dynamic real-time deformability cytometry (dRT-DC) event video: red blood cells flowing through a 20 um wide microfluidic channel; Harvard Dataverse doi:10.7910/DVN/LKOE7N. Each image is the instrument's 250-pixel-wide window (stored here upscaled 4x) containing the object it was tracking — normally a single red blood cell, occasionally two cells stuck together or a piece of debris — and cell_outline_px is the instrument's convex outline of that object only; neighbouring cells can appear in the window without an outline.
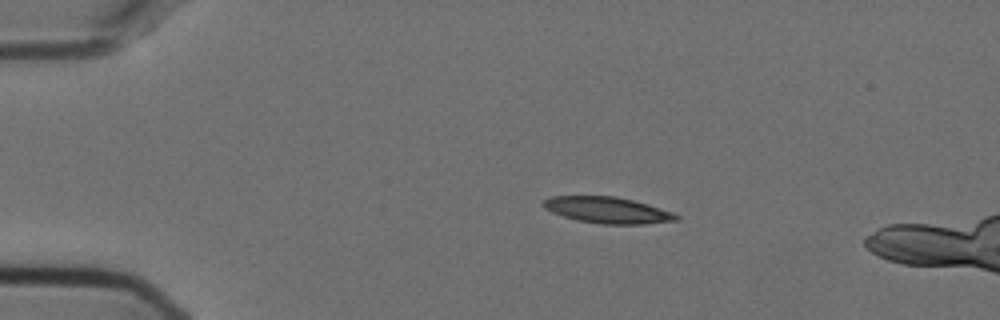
{"species": "Egyptian fruit bat (a non-hibernating species)", "species_latin": "Rousettus aegyptiacus", "temperature_condition": "cold", "stored_images_in_passage": 8, "camera_frame_rate_fps": 3000, "um_per_image_px": 0.085, "animal": {"sex": "female"}, "frame": {"image": 1, "passage_image": 2, "time_ms": 0.333, "image_size_px": [1000, 320], "cell_outline_px": [[680, 220], [644, 224], [600, 224], [576, 220], [552, 212], [544, 208], [540, 204], [548, 196], [616, 196], [648, 204], [672, 212], [680, 216]], "centroid_in_image_um": [51.62, 17.86], "position_along_channel_um": 33.4, "area_um2": 20.46}}
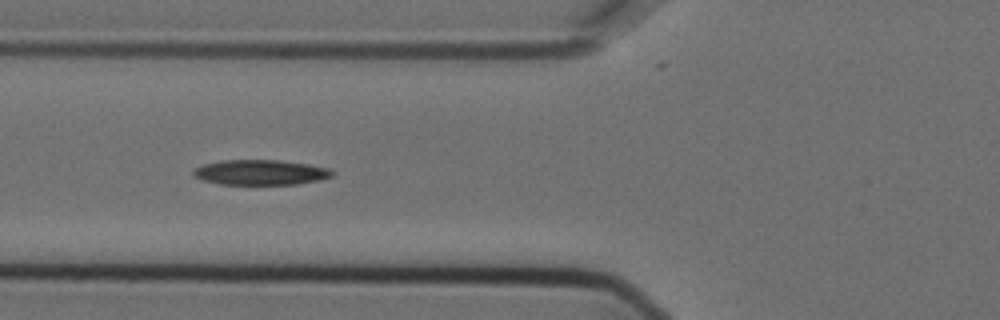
{"frame": {"image": 2, "passage_image": 5, "time_ms": 1.333, "image_size_px": [1000, 320], "cell_outline_px": [[336, 172], [332, 176], [320, 180], [296, 184], [220, 184], [204, 180], [196, 176], [192, 172], [196, 168], [204, 164], [224, 160], [280, 160], [308, 164], [328, 168]], "centroid_in_image_um": [22.2, 14.65], "position_along_channel_um": 103.6, "area_um2": 20.17}}
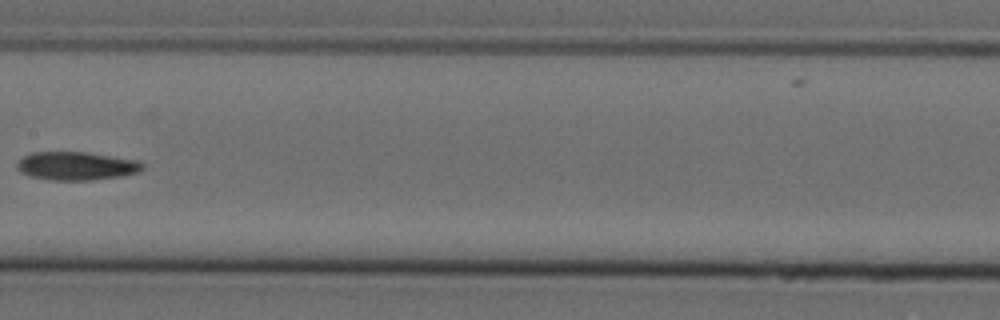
{"frame": {"image": 3, "passage_image": 7, "time_ms": 2.0, "image_size_px": [1000, 320], "cell_outline_px": [[144, 168], [140, 172], [124, 176], [88, 180], [52, 180], [28, 176], [20, 172], [16, 168], [16, 164], [24, 156], [32, 152], [88, 152], [140, 160], [144, 164]], "centroid_in_image_um": [6.53, 14.1], "position_along_channel_um": 200.9, "area_um2": 21.04}}